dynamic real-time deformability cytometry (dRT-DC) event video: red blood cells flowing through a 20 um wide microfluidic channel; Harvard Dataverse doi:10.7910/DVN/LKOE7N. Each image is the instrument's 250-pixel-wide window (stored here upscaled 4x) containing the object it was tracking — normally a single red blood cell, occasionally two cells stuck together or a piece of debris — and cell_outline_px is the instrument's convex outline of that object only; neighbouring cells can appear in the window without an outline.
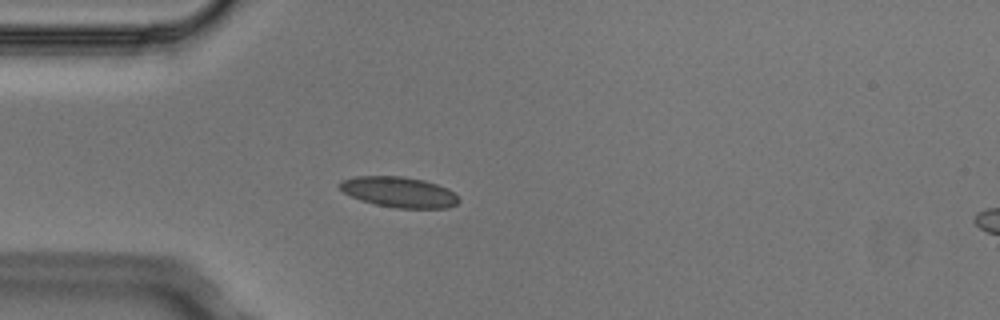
{"species": "Egyptian fruit bat (a non-hibernating species)", "species_latin": "Rousettus aegyptiacus", "temperature_condition": "cold", "stored_images_in_passage": 4, "camera_frame_rate_fps": 3000, "um_per_image_px": 0.085, "animal": {"sex": "male"}, "frame": {"image": 1, "passage_image": 4, "time_ms": 1.0, "image_size_px": [1000, 320], "cell_outline_px": [[460, 200], [456, 204], [448, 208], [396, 208], [376, 204], [360, 200], [344, 192], [336, 184], [344, 180], [356, 176], [404, 176], [424, 180], [448, 188]], "centroid_in_image_um": [33.91, 16.32], "position_along_channel_um": 51.1, "area_um2": 21.1}}